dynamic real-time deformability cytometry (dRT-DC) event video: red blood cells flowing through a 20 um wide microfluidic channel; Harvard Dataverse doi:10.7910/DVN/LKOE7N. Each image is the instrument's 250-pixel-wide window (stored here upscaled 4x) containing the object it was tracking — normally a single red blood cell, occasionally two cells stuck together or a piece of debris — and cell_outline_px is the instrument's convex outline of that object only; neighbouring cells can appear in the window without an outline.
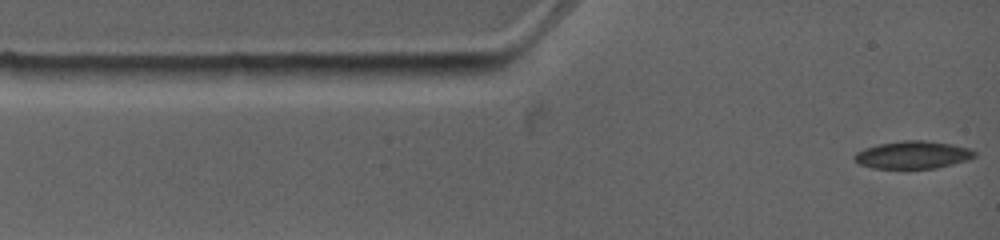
{"species": "common noctule bat (a hibernating species)", "species_latin": "Nyctalus noctula", "temperature_condition": "warm", "stored_images_in_passage": 7, "camera_frame_rate_fps": 4500, "um_per_image_px": 0.085, "animal": {"sex": "female", "body_mass_g": 19.0, "forearm_length_mm": 53.3}, "frame": {"image": 1, "passage_image": 1, "time_ms": 0.0, "image_size_px": [1000, 240], "cell_outline_px": [[976, 156], [952, 164], [936, 168], [872, 168], [860, 164], [852, 156], [856, 152], [864, 148], [880, 144], [904, 140], [924, 140], [952, 144], [968, 148], [976, 152]], "centroid_in_image_um": [77.57, 13.16], "position_along_channel_um": 7.4, "area_um2": 19.13}}
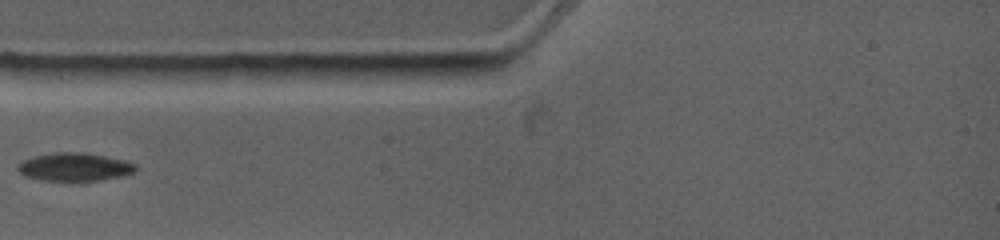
{"frame": {"image": 2, "passage_image": 4, "time_ms": 2.889, "image_size_px": [1000, 240], "cell_outline_px": [[136, 172], [120, 176], [100, 180], [44, 180], [24, 176], [16, 168], [16, 164], [32, 156], [56, 152], [84, 152], [124, 160], [136, 164]], "centroid_in_image_um": [6.31, 14.18], "position_along_channel_um": 78.7, "area_um2": 19.25}}
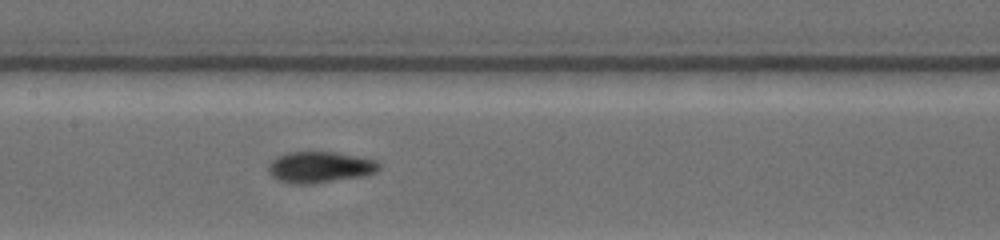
{"frame": {"image": 3, "passage_image": 7, "time_ms": 5.556, "image_size_px": [1000, 240], "cell_outline_px": [[380, 168], [376, 172], [364, 176], [316, 184], [292, 184], [276, 180], [268, 172], [268, 164], [272, 160], [288, 152], [336, 152], [360, 156], [372, 160], [380, 164]], "centroid_in_image_um": [27.18, 14.23], "position_along_channel_um": 180.2, "area_um2": 20.35}}